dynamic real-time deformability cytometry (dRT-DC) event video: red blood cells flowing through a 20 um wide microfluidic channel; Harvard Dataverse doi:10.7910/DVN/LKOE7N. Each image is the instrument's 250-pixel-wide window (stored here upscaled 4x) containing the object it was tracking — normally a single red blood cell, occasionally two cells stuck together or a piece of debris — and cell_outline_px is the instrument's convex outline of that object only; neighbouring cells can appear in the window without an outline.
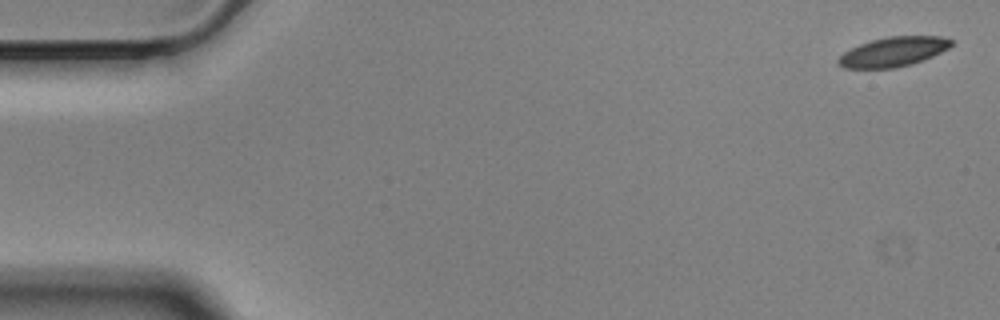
{"species": "Egyptian fruit bat (a non-hibernating species)", "species_latin": "Rousettus aegyptiacus", "temperature_condition": "cold", "stored_images_in_passage": 58, "camera_frame_rate_fps": 3000, "um_per_image_px": 0.085, "animal": {"sex": "male"}, "frame": {"image": 1, "passage_image": 1, "time_ms": 0.0, "image_size_px": [1000, 320], "cell_outline_px": [[952, 44], [948, 48], [924, 60], [912, 64], [892, 68], [844, 68], [836, 60], [844, 52], [860, 44], [872, 40], [888, 36], [940, 36], [952, 40]], "centroid_in_image_um": [75.93, 4.4], "position_along_channel_um": 9.1, "area_um2": 19.25}}
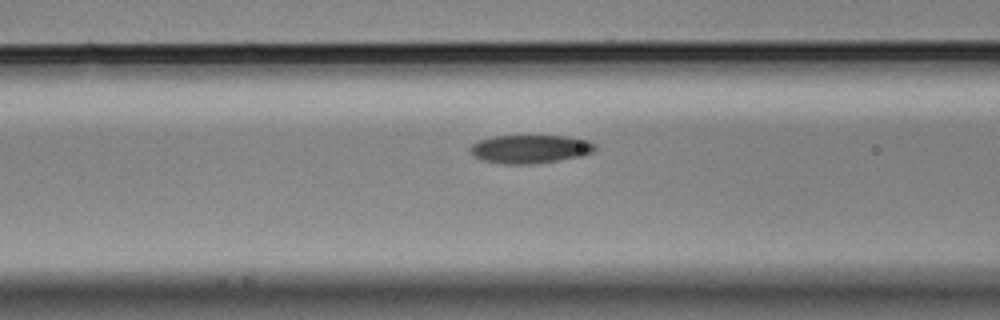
{"frame": {"image": 2, "passage_image": 22, "time_ms": 7.0, "image_size_px": [1000, 320], "cell_outline_px": [[596, 148], [592, 152], [580, 156], [532, 164], [504, 164], [480, 160], [468, 148], [472, 144], [480, 140], [492, 136], [568, 136], [588, 140], [596, 144]], "centroid_in_image_um": [45.06, 12.66], "position_along_channel_um": 121.5, "area_um2": 20.58}}
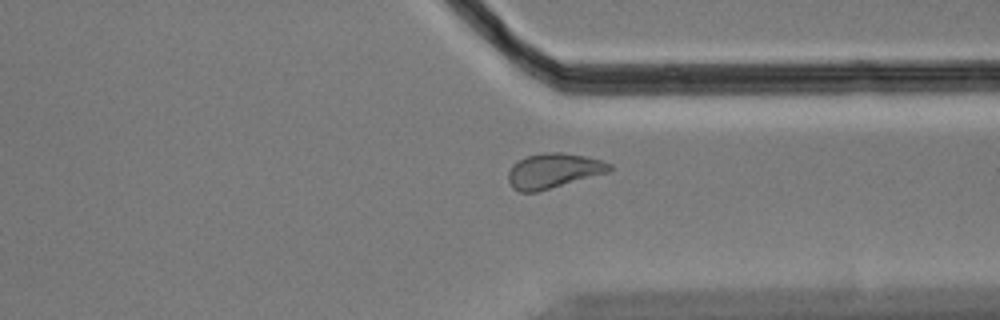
{"frame": {"image": 3, "passage_image": 43, "time_ms": 14.0, "image_size_px": [1000, 320], "cell_outline_px": [[612, 172], [536, 192], [520, 192], [512, 188], [508, 180], [508, 172], [512, 164], [528, 156], [544, 152], [564, 152], [584, 156], [600, 160], [612, 164]], "centroid_in_image_um": [47.07, 14.52], "position_along_channel_um": 364.3, "area_um2": 20.75}, "authors_computed_cell_mechanics": {"area_um2": 20.7213, "velocity_mm_per_s": 3.4728, "shape_relaxation_time_tau1_ms": null, "shape_relaxation_time_tau2_ms": 5.3916, "deformation_change_tau1": null, "deformation_change_tau2": 0.1035}}